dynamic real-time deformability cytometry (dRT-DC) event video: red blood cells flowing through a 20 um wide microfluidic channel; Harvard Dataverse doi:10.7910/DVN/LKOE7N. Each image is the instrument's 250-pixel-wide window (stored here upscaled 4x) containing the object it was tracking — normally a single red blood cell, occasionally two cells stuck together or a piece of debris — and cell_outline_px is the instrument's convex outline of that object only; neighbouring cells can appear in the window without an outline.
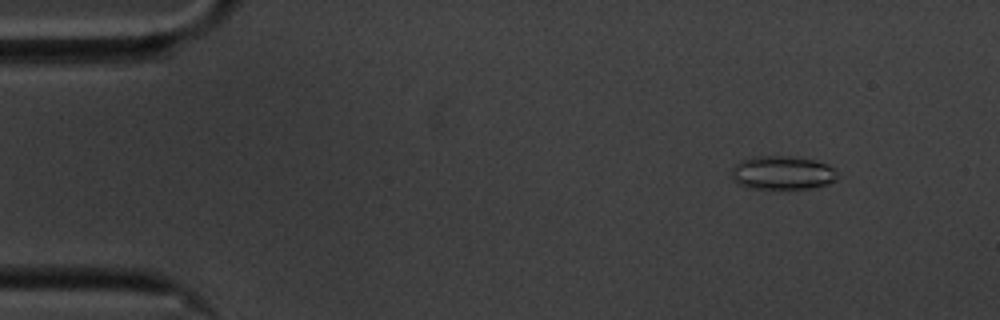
{"species": "common noctule bat (a hibernating species)", "species_latin": "Nyctalus noctula", "temperature_condition": "cold", "stored_images_in_passage": 57, "camera_frame_rate_fps": 3000, "um_per_image_px": 0.085, "animal": {"sex": "male", "body_mass_g": 20.1, "forearm_length_mm": 53.5}, "frame": {"image": 1, "passage_image": 6, "time_ms": 1.667, "image_size_px": [1000, 320], "cell_outline_px": [[840, 176], [836, 180], [828, 184], [812, 188], [748, 188], [732, 180], [732, 172], [736, 164], [740, 160], [752, 156], [796, 156], [816, 160], [828, 164], [836, 168], [840, 172]], "centroid_in_image_um": [66.58, 14.67], "position_along_channel_um": 18.4, "area_um2": 21.15}}
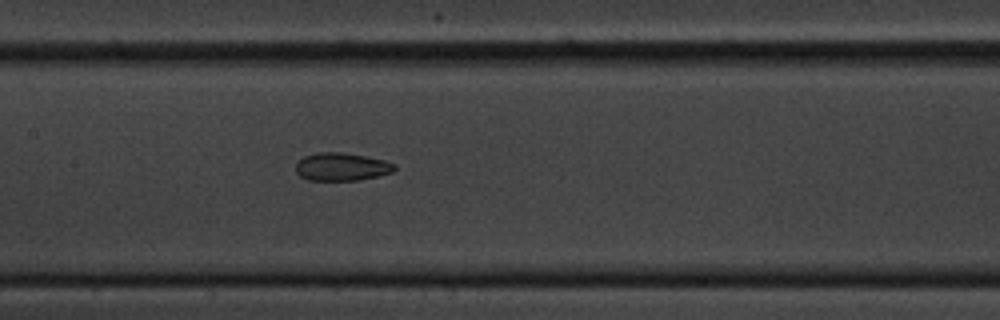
{"frame": {"image": 2, "passage_image": 27, "time_ms": 8.667, "image_size_px": [1000, 320], "cell_outline_px": [[396, 168], [392, 172], [360, 180], [308, 180], [300, 176], [296, 172], [296, 164], [304, 156], [316, 152], [344, 152], [384, 160], [396, 164]], "centroid_in_image_um": [29.03, 14.17], "position_along_channel_um": 178.4, "area_um2": 16.07}}
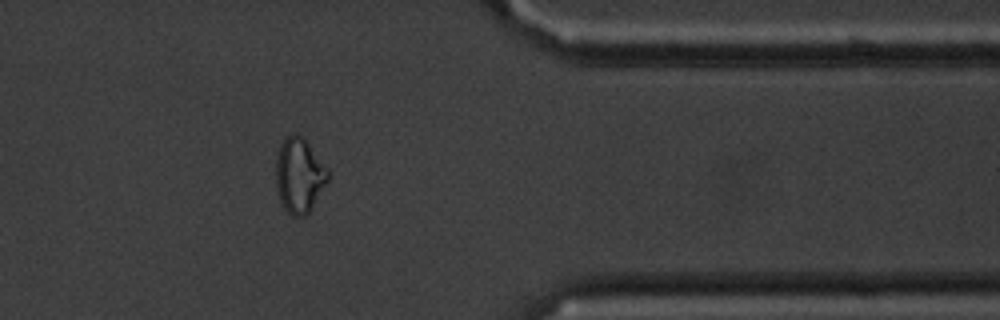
{"frame": {"image": 3, "passage_image": 46, "time_ms": 15.0, "image_size_px": [1000, 320], "cell_outline_px": [[328, 180], [308, 212], [304, 216], [292, 216], [284, 208], [280, 200], [276, 184], [276, 156], [280, 144], [292, 132], [296, 132], [304, 136], [328, 168]], "centroid_in_image_um": [25.43, 14.84], "position_along_channel_um": 386.0, "area_um2": 22.72}, "authors_computed_cell_mechanics": {"area_um2": 19.363, "velocity_mm_per_s": 3.5259, "shape_relaxation_time_tau1_ms": null, "shape_relaxation_time_tau2_ms": 2.6552, "deformation_change_tau1": null, "deformation_change_tau2": 0.0917}}